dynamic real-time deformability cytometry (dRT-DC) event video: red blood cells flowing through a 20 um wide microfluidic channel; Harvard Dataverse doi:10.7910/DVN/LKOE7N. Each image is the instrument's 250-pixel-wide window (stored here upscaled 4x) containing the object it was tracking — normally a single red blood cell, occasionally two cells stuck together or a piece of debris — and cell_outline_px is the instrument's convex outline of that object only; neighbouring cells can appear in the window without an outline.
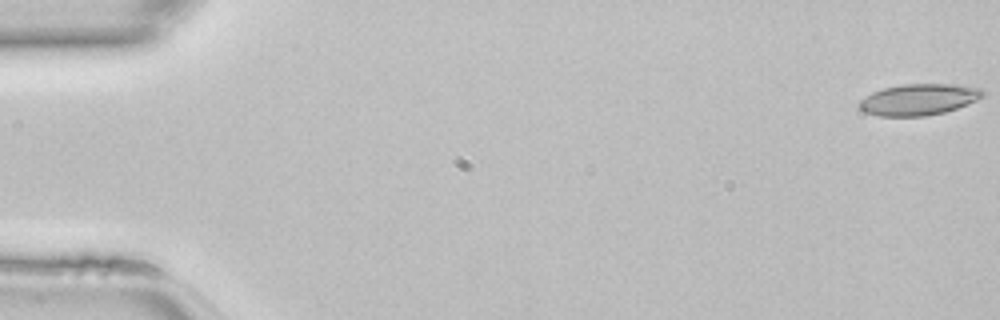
{"species": "common noctule bat (a hibernating species)", "species_latin": "Nyctalus noctula", "temperature_condition": "room temperature", "stored_images_in_passage": 47, "camera_frame_rate_fps": 3000, "um_per_image_px": 0.085, "animal": {"sex": "female", "body_mass_g": 22.7, "forearm_length_mm": 54.2}, "frame": {"image": 1, "passage_image": 1, "time_ms": 0.0, "image_size_px": [1000, 320], "cell_outline_px": [[984, 96], [976, 100], [956, 108], [944, 112], [924, 116], [880, 116], [864, 112], [856, 104], [864, 96], [872, 92], [884, 88], [900, 84], [952, 84], [980, 88], [984, 92]], "centroid_in_image_um": [78.04, 8.45], "position_along_channel_um": 7.0, "area_um2": 22.48}}
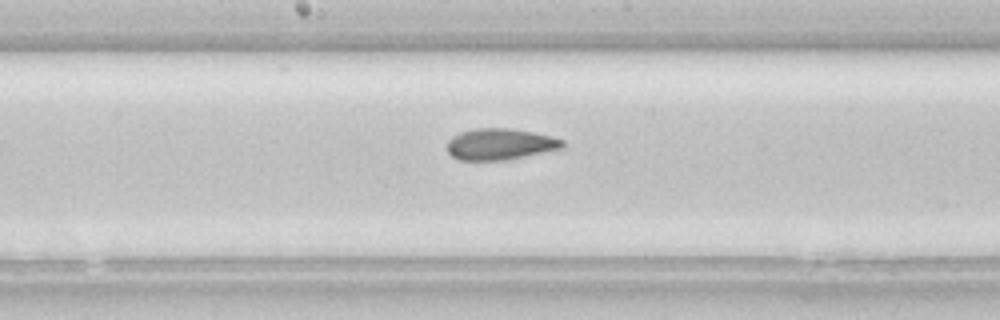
{"frame": {"image": 2, "passage_image": 25, "time_ms": 8.0, "image_size_px": [1000, 320], "cell_outline_px": [[564, 148], [504, 160], [460, 160], [452, 156], [448, 152], [448, 140], [452, 136], [460, 132], [476, 128], [508, 128], [532, 132], [552, 136], [564, 140]], "centroid_in_image_um": [42.51, 12.25], "position_along_channel_um": 205.7, "area_um2": 20.98}}
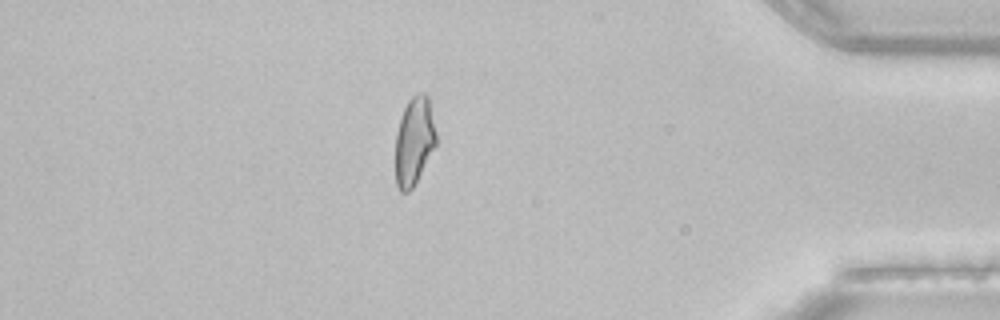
{"frame": {"image": 3, "passage_image": 41, "time_ms": 13.333, "image_size_px": [1000, 320], "cell_outline_px": [[436, 144], [412, 188], [408, 192], [400, 192], [396, 184], [396, 132], [404, 108], [408, 100], [412, 96], [420, 92], [424, 92], [428, 96], [436, 132]], "centroid_in_image_um": [35.2, 11.96], "position_along_channel_um": 400.0, "area_um2": 20.63}}